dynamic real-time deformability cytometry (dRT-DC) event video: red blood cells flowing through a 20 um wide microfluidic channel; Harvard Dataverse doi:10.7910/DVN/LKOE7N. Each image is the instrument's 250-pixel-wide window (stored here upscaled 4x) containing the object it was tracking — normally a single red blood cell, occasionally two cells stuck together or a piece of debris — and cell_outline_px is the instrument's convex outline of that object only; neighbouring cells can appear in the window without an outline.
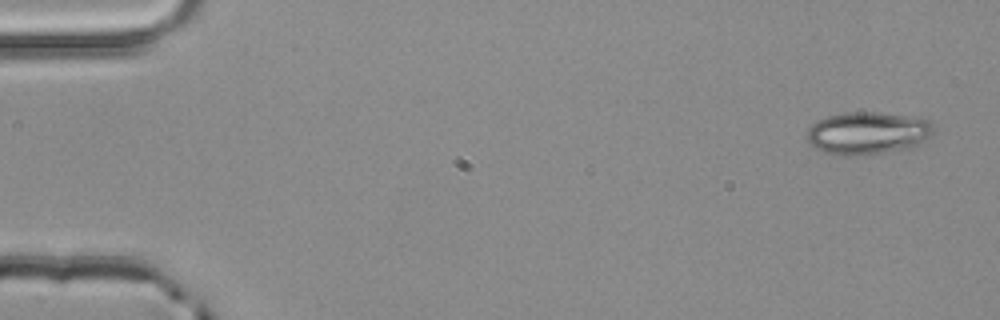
{"species": "common noctule bat (a hibernating species)", "species_latin": "Nyctalus noctula", "temperature_condition": "room temperature", "stored_images_in_passage": 5, "camera_frame_rate_fps": 3000, "um_per_image_px": 0.085, "animal": {"sex": "male", "body_mass_g": 20.4}, "frame": {"image": 1, "passage_image": 1, "time_ms": 0.0, "image_size_px": [1000, 320], "cell_outline_px": [[936, 128], [932, 136], [916, 148], [884, 152], [828, 152], [816, 148], [804, 140], [804, 136], [808, 128], [812, 124], [828, 116], [844, 112], [880, 112], [928, 120]], "centroid_in_image_um": [73.81, 11.27], "position_along_channel_um": 11.2, "area_um2": 30.87}}
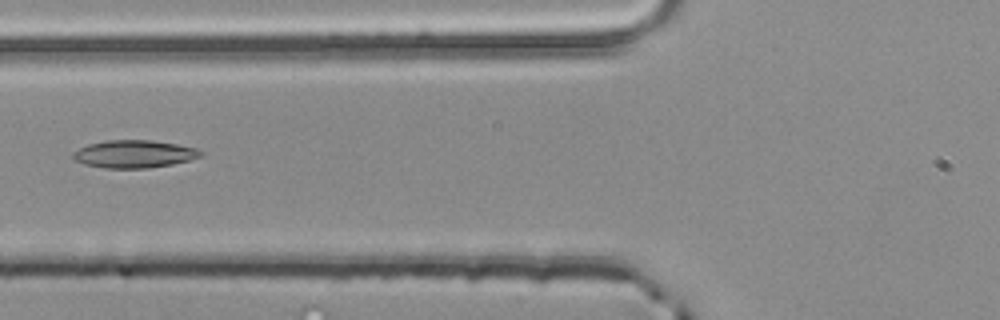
{"frame": {"image": 2, "passage_image": 5, "time_ms": 1.333, "image_size_px": [1000, 320], "cell_outline_px": [[204, 152], [200, 156], [188, 160], [172, 164], [148, 168], [104, 168], [84, 164], [76, 160], [72, 156], [72, 152], [88, 144], [108, 140], [152, 140], [176, 144], [196, 148]], "centroid_in_image_um": [11.39, 13.09], "position_along_channel_um": 114.4, "area_um2": 20.46}}